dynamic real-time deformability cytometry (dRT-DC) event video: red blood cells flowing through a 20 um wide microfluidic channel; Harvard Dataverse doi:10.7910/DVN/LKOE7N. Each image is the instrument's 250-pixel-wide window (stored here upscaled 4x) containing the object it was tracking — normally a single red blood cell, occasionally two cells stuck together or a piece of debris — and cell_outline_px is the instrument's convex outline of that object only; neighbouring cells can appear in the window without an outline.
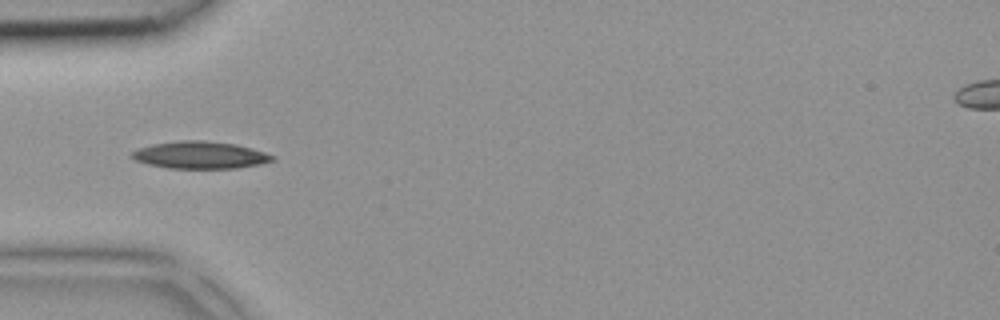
{"species": "common noctule bat (a hibernating species)", "species_latin": "Nyctalus noctula", "temperature_condition": "room temperature", "stored_images_in_passage": 4, "camera_frame_rate_fps": 3000, "um_per_image_px": 0.085, "animal": {"sex": "female", "body_mass_g": 18.4}, "frame": {"image": 1, "passage_image": 4, "time_ms": 1.0, "image_size_px": [1000, 320], "cell_outline_px": [[276, 160], [260, 164], [236, 168], [168, 168], [148, 164], [136, 160], [128, 156], [136, 148], [152, 144], [180, 140], [204, 140], [236, 144], [252, 148], [276, 156]], "centroid_in_image_um": [17.0, 13.17], "position_along_channel_um": 68.0, "area_um2": 22.48}}